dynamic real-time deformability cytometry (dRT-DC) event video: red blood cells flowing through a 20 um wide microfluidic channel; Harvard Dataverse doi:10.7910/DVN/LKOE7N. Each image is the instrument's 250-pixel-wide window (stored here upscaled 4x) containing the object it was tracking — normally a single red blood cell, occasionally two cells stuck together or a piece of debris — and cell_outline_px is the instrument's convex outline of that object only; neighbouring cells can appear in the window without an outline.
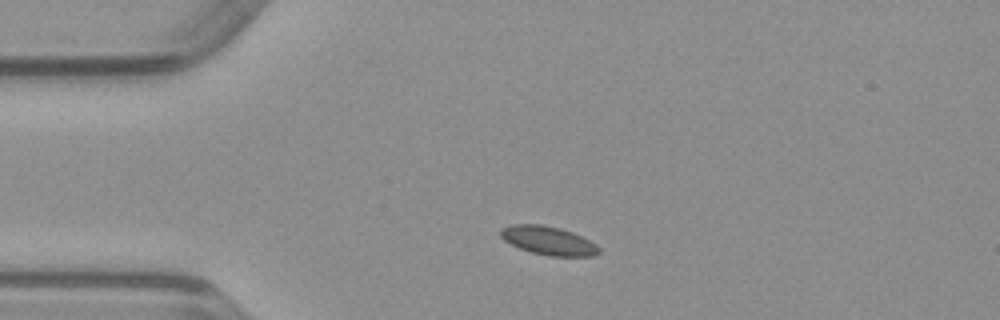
{"species": "common noctule bat (a hibernating species)", "species_latin": "Nyctalus noctula", "temperature_condition": "warm", "stored_images_in_passage": 40, "camera_frame_rate_fps": 3000, "um_per_image_px": 0.085, "animal": {"sex": "male", "body_mass_g": 23.1, "forearm_length_mm": 52.7}, "frame": {"image": 1, "passage_image": 1, "time_ms": 0.0, "image_size_px": [1000, 320], "cell_outline_px": [[600, 252], [596, 256], [548, 256], [532, 252], [520, 248], [504, 240], [500, 236], [500, 228], [512, 224], [540, 224], [560, 228], [572, 232], [596, 244], [600, 248]], "centroid_in_image_um": [46.61, 20.45], "position_along_channel_um": 38.4, "area_um2": 16.36}}
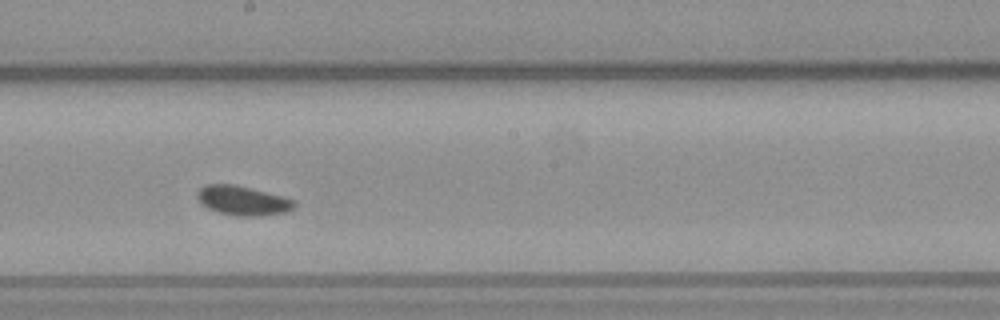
{"frame": {"image": 2, "passage_image": 17, "time_ms": 5.333, "image_size_px": [1000, 320], "cell_outline_px": [[296, 204], [292, 208], [284, 212], [256, 216], [236, 216], [216, 212], [208, 208], [196, 196], [196, 192], [204, 184], [236, 184], [296, 200]], "centroid_in_image_um": [20.6, 17.04], "position_along_channel_um": 227.6, "area_um2": 16.53}}
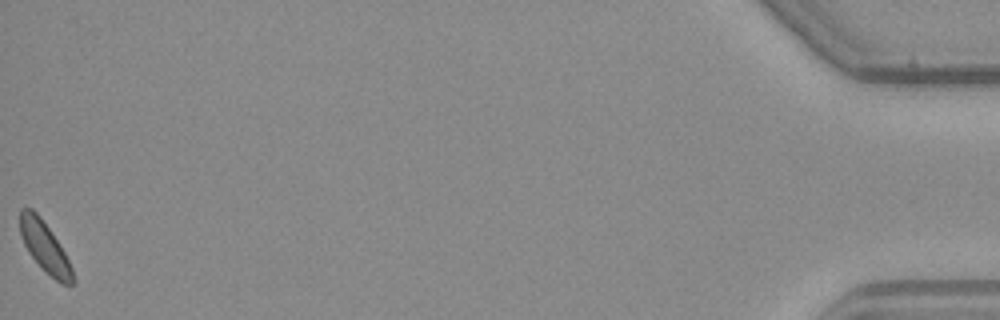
{"frame": {"image": 3, "passage_image": 40, "time_ms": 13.0, "image_size_px": [1000, 320], "cell_outline_px": [[72, 284], [64, 284], [56, 280], [28, 252], [20, 236], [20, 208], [32, 208], [40, 216], [64, 252], [72, 268]], "centroid_in_image_um": [3.76, 20.93], "position_along_channel_um": 431.4, "area_um2": 14.74}}